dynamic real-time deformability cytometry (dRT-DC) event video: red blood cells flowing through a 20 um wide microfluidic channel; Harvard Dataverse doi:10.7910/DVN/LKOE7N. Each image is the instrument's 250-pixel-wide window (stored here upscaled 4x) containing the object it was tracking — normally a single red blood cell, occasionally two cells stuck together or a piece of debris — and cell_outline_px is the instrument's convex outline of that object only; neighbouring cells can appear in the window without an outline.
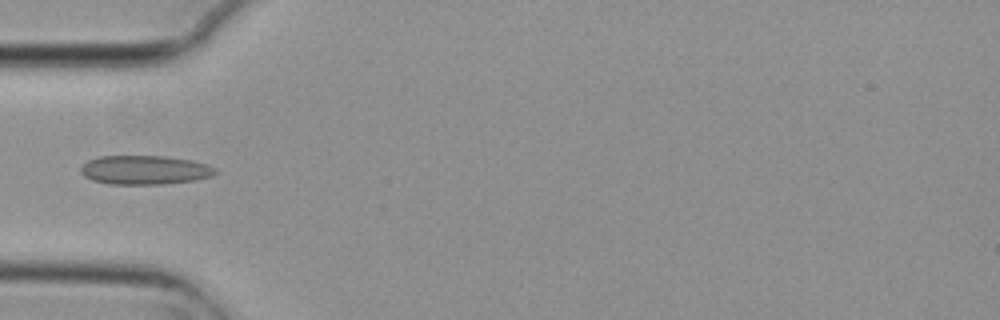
{"species": "common noctule bat (a hibernating species)", "species_latin": "Nyctalus noctula", "temperature_condition": "cold", "stored_images_in_passage": 9, "camera_frame_rate_fps": 3000, "um_per_image_px": 0.085, "animal": {"sex": "female", "body_mass_g": 29.2, "forearm_length_mm": 56.3}, "frame": {"image": 1, "passage_image": 6, "time_ms": 1.667, "image_size_px": [1000, 320], "cell_outline_px": [[216, 172], [212, 176], [196, 180], [164, 184], [108, 184], [92, 180], [84, 176], [80, 172], [80, 168], [88, 160], [100, 156], [164, 156], [192, 160], [208, 164], [216, 168]], "centroid_in_image_um": [12.31, 14.45], "position_along_channel_um": 72.7, "area_um2": 22.89}}
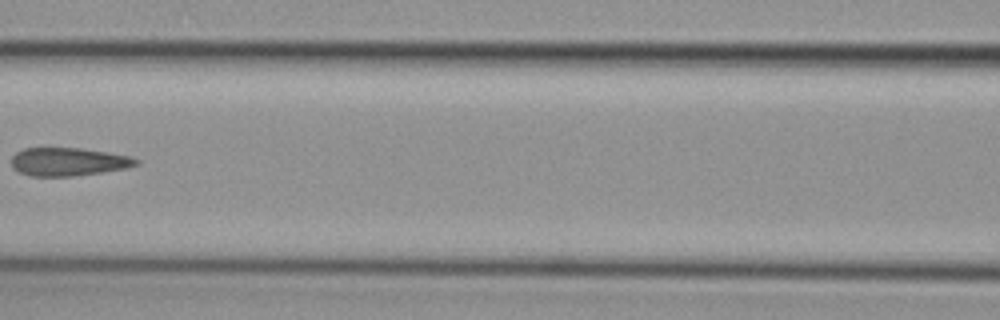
{"frame": {"image": 2, "passage_image": 8, "time_ms": 2.333, "image_size_px": [1000, 320], "cell_outline_px": [[140, 164], [128, 168], [72, 176], [28, 176], [12, 168], [12, 156], [16, 152], [24, 148], [80, 148], [108, 152], [128, 156], [140, 160]], "centroid_in_image_um": [5.81, 13.75], "position_along_channel_um": 160.8, "area_um2": 20.52}}
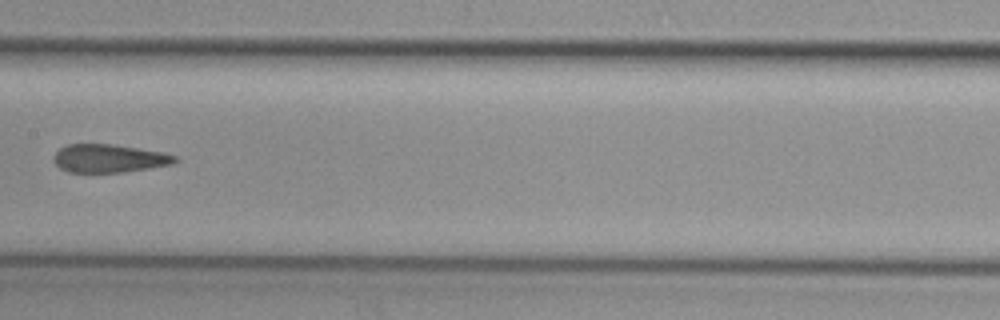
{"frame": {"image": 3, "passage_image": 9, "time_ms": 2.667, "image_size_px": [1000, 320], "cell_outline_px": [[180, 160], [172, 164], [148, 168], [120, 172], [68, 172], [60, 168], [56, 164], [52, 156], [60, 148], [68, 144], [112, 144], [164, 152], [176, 156]], "centroid_in_image_um": [9.27, 13.46], "position_along_channel_um": 198.1, "area_um2": 19.88}}